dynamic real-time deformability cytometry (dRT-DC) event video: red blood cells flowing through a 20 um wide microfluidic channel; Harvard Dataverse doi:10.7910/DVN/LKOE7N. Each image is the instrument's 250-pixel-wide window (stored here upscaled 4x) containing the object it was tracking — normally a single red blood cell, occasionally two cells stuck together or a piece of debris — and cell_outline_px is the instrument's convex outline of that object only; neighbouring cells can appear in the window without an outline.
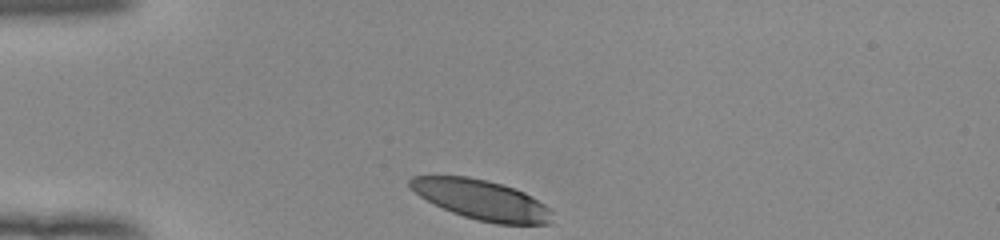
{"species": "human", "species_latin": "Homo sapiens", "temperature_condition": "room temperature", "stored_images_in_passage": 31, "camera_frame_rate_fps": 3000, "um_per_image_px": 0.085, "donor": {"sex": "female"}, "frame": {"image": 1, "passage_image": 1, "time_ms": 0.0, "image_size_px": [1000, 240], "cell_outline_px": [[552, 224], [496, 224], [476, 220], [452, 212], [420, 196], [408, 184], [408, 180], [412, 176], [468, 176], [488, 180], [504, 184], [516, 188], [524, 192], [544, 204], [552, 212]], "centroid_in_image_um": [40.97, 16.98], "position_along_channel_um": 44.0, "area_um2": 32.95}}
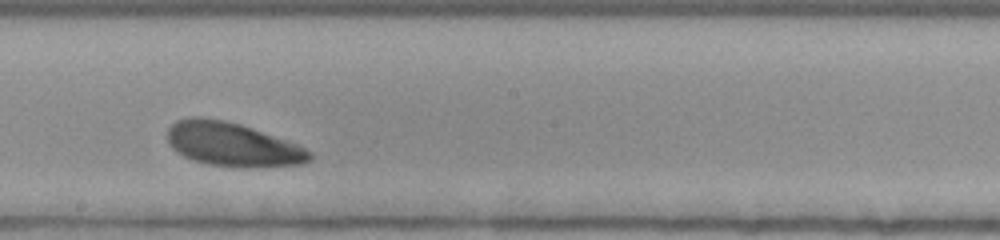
{"frame": {"image": 2, "passage_image": 18, "time_ms": 5.667, "image_size_px": [1000, 240], "cell_outline_px": [[312, 160], [304, 164], [248, 168], [244, 168], [208, 164], [192, 160], [176, 152], [168, 144], [168, 128], [176, 120], [188, 116], [200, 116], [224, 120], [240, 124], [296, 144], [312, 152]], "centroid_in_image_um": [19.73, 12.28], "position_along_channel_um": 228.5, "area_um2": 36.53}}
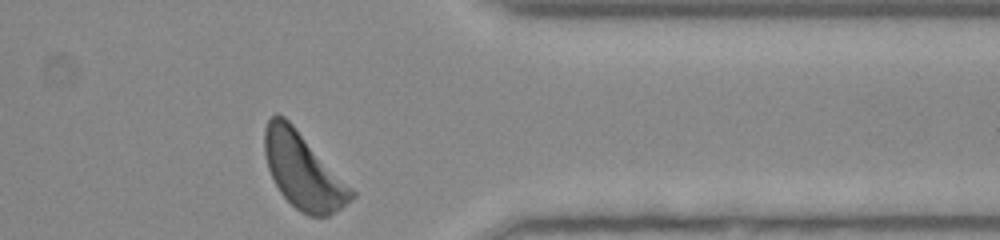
{"frame": {"image": 3, "passage_image": 31, "time_ms": 10.0, "image_size_px": [1000, 240], "cell_outline_px": [[356, 196], [352, 200], [328, 216], [308, 216], [300, 212], [280, 192], [268, 168], [264, 152], [264, 128], [268, 120], [276, 112], [284, 116], [292, 124], [356, 192]], "centroid_in_image_um": [25.75, 14.52], "position_along_channel_um": 385.6, "area_um2": 37.92}, "authors_computed_cell_mechanics": {"area_um2": 35.7782, "velocity_mm_per_s": 3.8327, "shape_relaxation_time_tau1_ms": 1.3407, "shape_relaxation_time_tau2_ms": null, "deformation_change_tau1": 0.0922, "deformation_change_tau2": null}}